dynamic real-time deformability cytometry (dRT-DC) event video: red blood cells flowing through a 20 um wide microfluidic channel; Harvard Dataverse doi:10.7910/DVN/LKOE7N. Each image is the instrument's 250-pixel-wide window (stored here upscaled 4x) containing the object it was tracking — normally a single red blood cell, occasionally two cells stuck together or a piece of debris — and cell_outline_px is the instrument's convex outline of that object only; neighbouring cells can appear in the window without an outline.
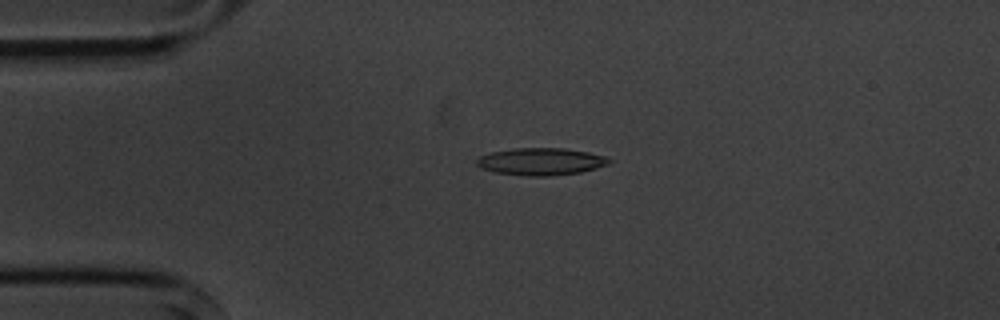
{"species": "common noctule bat (a hibernating species)", "species_latin": "Nyctalus noctula", "temperature_condition": "cold", "stored_images_in_passage": 5, "camera_frame_rate_fps": 3000, "um_per_image_px": 0.085, "animal": {"sex": "male", "body_mass_g": 20.1, "forearm_length_mm": 53.5}, "frame": {"image": 1, "passage_image": 4, "time_ms": 3.333, "image_size_px": [1000, 320], "cell_outline_px": [[612, 160], [608, 164], [596, 168], [580, 172], [552, 176], [528, 176], [496, 172], [480, 168], [476, 164], [476, 160], [480, 156], [492, 152], [512, 148], [564, 148], [588, 152], [604, 156]], "centroid_in_image_um": [45.97, 13.73], "position_along_channel_um": 39.0, "area_um2": 20.98}}